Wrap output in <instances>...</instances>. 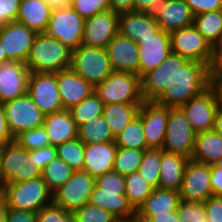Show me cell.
<instances>
[{
    "instance_id": "obj_1",
    "label": "cell",
    "mask_w": 222,
    "mask_h": 222,
    "mask_svg": "<svg viewBox=\"0 0 222 222\" xmlns=\"http://www.w3.org/2000/svg\"><path fill=\"white\" fill-rule=\"evenodd\" d=\"M144 101L177 108L210 87L208 64L170 55L154 70L140 78Z\"/></svg>"
},
{
    "instance_id": "obj_2",
    "label": "cell",
    "mask_w": 222,
    "mask_h": 222,
    "mask_svg": "<svg viewBox=\"0 0 222 222\" xmlns=\"http://www.w3.org/2000/svg\"><path fill=\"white\" fill-rule=\"evenodd\" d=\"M72 50L47 33H38L30 48L26 65L30 72L57 73L70 68Z\"/></svg>"
},
{
    "instance_id": "obj_3",
    "label": "cell",
    "mask_w": 222,
    "mask_h": 222,
    "mask_svg": "<svg viewBox=\"0 0 222 222\" xmlns=\"http://www.w3.org/2000/svg\"><path fill=\"white\" fill-rule=\"evenodd\" d=\"M1 194L8 209L39 212L53 203V193L48 189L42 176L23 182L3 185Z\"/></svg>"
},
{
    "instance_id": "obj_4",
    "label": "cell",
    "mask_w": 222,
    "mask_h": 222,
    "mask_svg": "<svg viewBox=\"0 0 222 222\" xmlns=\"http://www.w3.org/2000/svg\"><path fill=\"white\" fill-rule=\"evenodd\" d=\"M94 93L106 104H142L140 77L129 72L113 71L94 87Z\"/></svg>"
},
{
    "instance_id": "obj_5",
    "label": "cell",
    "mask_w": 222,
    "mask_h": 222,
    "mask_svg": "<svg viewBox=\"0 0 222 222\" xmlns=\"http://www.w3.org/2000/svg\"><path fill=\"white\" fill-rule=\"evenodd\" d=\"M1 173L3 185L42 176V170L35 161V149L25 150L15 141L4 144L1 155Z\"/></svg>"
},
{
    "instance_id": "obj_6",
    "label": "cell",
    "mask_w": 222,
    "mask_h": 222,
    "mask_svg": "<svg viewBox=\"0 0 222 222\" xmlns=\"http://www.w3.org/2000/svg\"><path fill=\"white\" fill-rule=\"evenodd\" d=\"M70 68L94 87L113 72L105 48L84 44L72 51Z\"/></svg>"
},
{
    "instance_id": "obj_7",
    "label": "cell",
    "mask_w": 222,
    "mask_h": 222,
    "mask_svg": "<svg viewBox=\"0 0 222 222\" xmlns=\"http://www.w3.org/2000/svg\"><path fill=\"white\" fill-rule=\"evenodd\" d=\"M196 132L180 107L170 108L162 150L191 158Z\"/></svg>"
},
{
    "instance_id": "obj_8",
    "label": "cell",
    "mask_w": 222,
    "mask_h": 222,
    "mask_svg": "<svg viewBox=\"0 0 222 222\" xmlns=\"http://www.w3.org/2000/svg\"><path fill=\"white\" fill-rule=\"evenodd\" d=\"M84 23L85 19L72 7L55 9L51 12L46 33L74 51L82 44Z\"/></svg>"
},
{
    "instance_id": "obj_9",
    "label": "cell",
    "mask_w": 222,
    "mask_h": 222,
    "mask_svg": "<svg viewBox=\"0 0 222 222\" xmlns=\"http://www.w3.org/2000/svg\"><path fill=\"white\" fill-rule=\"evenodd\" d=\"M94 187L95 178L84 170L74 171L72 176L53 193V203L74 213L89 202Z\"/></svg>"
},
{
    "instance_id": "obj_10",
    "label": "cell",
    "mask_w": 222,
    "mask_h": 222,
    "mask_svg": "<svg viewBox=\"0 0 222 222\" xmlns=\"http://www.w3.org/2000/svg\"><path fill=\"white\" fill-rule=\"evenodd\" d=\"M9 130L15 138L20 132L41 127L45 114L26 93L3 103Z\"/></svg>"
},
{
    "instance_id": "obj_11",
    "label": "cell",
    "mask_w": 222,
    "mask_h": 222,
    "mask_svg": "<svg viewBox=\"0 0 222 222\" xmlns=\"http://www.w3.org/2000/svg\"><path fill=\"white\" fill-rule=\"evenodd\" d=\"M27 94L45 115L64 110L57 85V73L31 72Z\"/></svg>"
},
{
    "instance_id": "obj_12",
    "label": "cell",
    "mask_w": 222,
    "mask_h": 222,
    "mask_svg": "<svg viewBox=\"0 0 222 222\" xmlns=\"http://www.w3.org/2000/svg\"><path fill=\"white\" fill-rule=\"evenodd\" d=\"M170 44L174 54L204 64L210 62L212 46L193 25L171 32Z\"/></svg>"
},
{
    "instance_id": "obj_13",
    "label": "cell",
    "mask_w": 222,
    "mask_h": 222,
    "mask_svg": "<svg viewBox=\"0 0 222 222\" xmlns=\"http://www.w3.org/2000/svg\"><path fill=\"white\" fill-rule=\"evenodd\" d=\"M211 165L190 158L179 191L181 200L187 202H205L213 196L211 187Z\"/></svg>"
},
{
    "instance_id": "obj_14",
    "label": "cell",
    "mask_w": 222,
    "mask_h": 222,
    "mask_svg": "<svg viewBox=\"0 0 222 222\" xmlns=\"http://www.w3.org/2000/svg\"><path fill=\"white\" fill-rule=\"evenodd\" d=\"M180 108L196 133L213 130L218 104L215 91L211 86L201 94L192 97Z\"/></svg>"
},
{
    "instance_id": "obj_15",
    "label": "cell",
    "mask_w": 222,
    "mask_h": 222,
    "mask_svg": "<svg viewBox=\"0 0 222 222\" xmlns=\"http://www.w3.org/2000/svg\"><path fill=\"white\" fill-rule=\"evenodd\" d=\"M36 36V32L17 21L3 25L0 33V44L6 58L9 61L26 63Z\"/></svg>"
},
{
    "instance_id": "obj_16",
    "label": "cell",
    "mask_w": 222,
    "mask_h": 222,
    "mask_svg": "<svg viewBox=\"0 0 222 222\" xmlns=\"http://www.w3.org/2000/svg\"><path fill=\"white\" fill-rule=\"evenodd\" d=\"M169 107L155 101H143L138 116L149 149H162L168 123Z\"/></svg>"
},
{
    "instance_id": "obj_17",
    "label": "cell",
    "mask_w": 222,
    "mask_h": 222,
    "mask_svg": "<svg viewBox=\"0 0 222 222\" xmlns=\"http://www.w3.org/2000/svg\"><path fill=\"white\" fill-rule=\"evenodd\" d=\"M119 33V14L107 10L85 19L82 44L106 48Z\"/></svg>"
},
{
    "instance_id": "obj_18",
    "label": "cell",
    "mask_w": 222,
    "mask_h": 222,
    "mask_svg": "<svg viewBox=\"0 0 222 222\" xmlns=\"http://www.w3.org/2000/svg\"><path fill=\"white\" fill-rule=\"evenodd\" d=\"M139 77L160 66L171 53L170 33L159 30L152 37L139 39Z\"/></svg>"
},
{
    "instance_id": "obj_19",
    "label": "cell",
    "mask_w": 222,
    "mask_h": 222,
    "mask_svg": "<svg viewBox=\"0 0 222 222\" xmlns=\"http://www.w3.org/2000/svg\"><path fill=\"white\" fill-rule=\"evenodd\" d=\"M30 73L27 65L22 62L7 61L0 64V102L25 95Z\"/></svg>"
},
{
    "instance_id": "obj_20",
    "label": "cell",
    "mask_w": 222,
    "mask_h": 222,
    "mask_svg": "<svg viewBox=\"0 0 222 222\" xmlns=\"http://www.w3.org/2000/svg\"><path fill=\"white\" fill-rule=\"evenodd\" d=\"M105 49L113 71L139 76V47L136 42L118 33Z\"/></svg>"
},
{
    "instance_id": "obj_21",
    "label": "cell",
    "mask_w": 222,
    "mask_h": 222,
    "mask_svg": "<svg viewBox=\"0 0 222 222\" xmlns=\"http://www.w3.org/2000/svg\"><path fill=\"white\" fill-rule=\"evenodd\" d=\"M159 29L171 33L193 25L194 15L184 0H163L154 12Z\"/></svg>"
},
{
    "instance_id": "obj_22",
    "label": "cell",
    "mask_w": 222,
    "mask_h": 222,
    "mask_svg": "<svg viewBox=\"0 0 222 222\" xmlns=\"http://www.w3.org/2000/svg\"><path fill=\"white\" fill-rule=\"evenodd\" d=\"M57 85L66 110L76 106L94 92V86L71 68L57 72Z\"/></svg>"
},
{
    "instance_id": "obj_23",
    "label": "cell",
    "mask_w": 222,
    "mask_h": 222,
    "mask_svg": "<svg viewBox=\"0 0 222 222\" xmlns=\"http://www.w3.org/2000/svg\"><path fill=\"white\" fill-rule=\"evenodd\" d=\"M117 147L114 141L84 144L83 170L93 178L112 171Z\"/></svg>"
},
{
    "instance_id": "obj_24",
    "label": "cell",
    "mask_w": 222,
    "mask_h": 222,
    "mask_svg": "<svg viewBox=\"0 0 222 222\" xmlns=\"http://www.w3.org/2000/svg\"><path fill=\"white\" fill-rule=\"evenodd\" d=\"M159 30L154 13L130 11L119 14V33L136 43Z\"/></svg>"
},
{
    "instance_id": "obj_25",
    "label": "cell",
    "mask_w": 222,
    "mask_h": 222,
    "mask_svg": "<svg viewBox=\"0 0 222 222\" xmlns=\"http://www.w3.org/2000/svg\"><path fill=\"white\" fill-rule=\"evenodd\" d=\"M46 131L51 146L78 138V127L72 119L69 110H61L46 114L42 125Z\"/></svg>"
},
{
    "instance_id": "obj_26",
    "label": "cell",
    "mask_w": 222,
    "mask_h": 222,
    "mask_svg": "<svg viewBox=\"0 0 222 222\" xmlns=\"http://www.w3.org/2000/svg\"><path fill=\"white\" fill-rule=\"evenodd\" d=\"M190 158L187 156L168 153L161 149L160 189L180 191L184 172Z\"/></svg>"
},
{
    "instance_id": "obj_27",
    "label": "cell",
    "mask_w": 222,
    "mask_h": 222,
    "mask_svg": "<svg viewBox=\"0 0 222 222\" xmlns=\"http://www.w3.org/2000/svg\"><path fill=\"white\" fill-rule=\"evenodd\" d=\"M52 8L45 0H20L16 21L38 33H46Z\"/></svg>"
},
{
    "instance_id": "obj_28",
    "label": "cell",
    "mask_w": 222,
    "mask_h": 222,
    "mask_svg": "<svg viewBox=\"0 0 222 222\" xmlns=\"http://www.w3.org/2000/svg\"><path fill=\"white\" fill-rule=\"evenodd\" d=\"M111 213L120 222H127L136 210L129 203L126 195L119 193L103 192L96 186L90 195L89 202Z\"/></svg>"
},
{
    "instance_id": "obj_29",
    "label": "cell",
    "mask_w": 222,
    "mask_h": 222,
    "mask_svg": "<svg viewBox=\"0 0 222 222\" xmlns=\"http://www.w3.org/2000/svg\"><path fill=\"white\" fill-rule=\"evenodd\" d=\"M180 201L179 192L155 188L137 212L150 219L154 215L177 211Z\"/></svg>"
},
{
    "instance_id": "obj_30",
    "label": "cell",
    "mask_w": 222,
    "mask_h": 222,
    "mask_svg": "<svg viewBox=\"0 0 222 222\" xmlns=\"http://www.w3.org/2000/svg\"><path fill=\"white\" fill-rule=\"evenodd\" d=\"M222 157V135L214 130L196 134L191 159L207 165L216 164Z\"/></svg>"
},
{
    "instance_id": "obj_31",
    "label": "cell",
    "mask_w": 222,
    "mask_h": 222,
    "mask_svg": "<svg viewBox=\"0 0 222 222\" xmlns=\"http://www.w3.org/2000/svg\"><path fill=\"white\" fill-rule=\"evenodd\" d=\"M142 104H106L103 108V117L109 125L115 138L127 125L138 116Z\"/></svg>"
},
{
    "instance_id": "obj_32",
    "label": "cell",
    "mask_w": 222,
    "mask_h": 222,
    "mask_svg": "<svg viewBox=\"0 0 222 222\" xmlns=\"http://www.w3.org/2000/svg\"><path fill=\"white\" fill-rule=\"evenodd\" d=\"M193 26L211 46L219 43L222 41V10L195 15Z\"/></svg>"
},
{
    "instance_id": "obj_33",
    "label": "cell",
    "mask_w": 222,
    "mask_h": 222,
    "mask_svg": "<svg viewBox=\"0 0 222 222\" xmlns=\"http://www.w3.org/2000/svg\"><path fill=\"white\" fill-rule=\"evenodd\" d=\"M78 139L84 144L105 143L115 140L103 115L79 126Z\"/></svg>"
},
{
    "instance_id": "obj_34",
    "label": "cell",
    "mask_w": 222,
    "mask_h": 222,
    "mask_svg": "<svg viewBox=\"0 0 222 222\" xmlns=\"http://www.w3.org/2000/svg\"><path fill=\"white\" fill-rule=\"evenodd\" d=\"M114 142L118 147L122 148L148 150L141 118L139 116L135 117L127 127L115 137Z\"/></svg>"
},
{
    "instance_id": "obj_35",
    "label": "cell",
    "mask_w": 222,
    "mask_h": 222,
    "mask_svg": "<svg viewBox=\"0 0 222 222\" xmlns=\"http://www.w3.org/2000/svg\"><path fill=\"white\" fill-rule=\"evenodd\" d=\"M125 195L129 203L137 211L152 193L154 188L145 181L138 172L125 175Z\"/></svg>"
},
{
    "instance_id": "obj_36",
    "label": "cell",
    "mask_w": 222,
    "mask_h": 222,
    "mask_svg": "<svg viewBox=\"0 0 222 222\" xmlns=\"http://www.w3.org/2000/svg\"><path fill=\"white\" fill-rule=\"evenodd\" d=\"M103 108L104 103L93 92L89 97L69 109V111L76 126L79 127L93 118L103 115Z\"/></svg>"
},
{
    "instance_id": "obj_37",
    "label": "cell",
    "mask_w": 222,
    "mask_h": 222,
    "mask_svg": "<svg viewBox=\"0 0 222 222\" xmlns=\"http://www.w3.org/2000/svg\"><path fill=\"white\" fill-rule=\"evenodd\" d=\"M74 170L62 159H53L42 170V179L46 182L48 189L54 193L73 174Z\"/></svg>"
},
{
    "instance_id": "obj_38",
    "label": "cell",
    "mask_w": 222,
    "mask_h": 222,
    "mask_svg": "<svg viewBox=\"0 0 222 222\" xmlns=\"http://www.w3.org/2000/svg\"><path fill=\"white\" fill-rule=\"evenodd\" d=\"M161 149H148L144 151L138 173L154 189L159 187Z\"/></svg>"
},
{
    "instance_id": "obj_39",
    "label": "cell",
    "mask_w": 222,
    "mask_h": 222,
    "mask_svg": "<svg viewBox=\"0 0 222 222\" xmlns=\"http://www.w3.org/2000/svg\"><path fill=\"white\" fill-rule=\"evenodd\" d=\"M145 150L117 147L113 171L120 175L137 172Z\"/></svg>"
},
{
    "instance_id": "obj_40",
    "label": "cell",
    "mask_w": 222,
    "mask_h": 222,
    "mask_svg": "<svg viewBox=\"0 0 222 222\" xmlns=\"http://www.w3.org/2000/svg\"><path fill=\"white\" fill-rule=\"evenodd\" d=\"M57 157L65 161L74 171L83 170L84 143L78 138L56 146Z\"/></svg>"
},
{
    "instance_id": "obj_41",
    "label": "cell",
    "mask_w": 222,
    "mask_h": 222,
    "mask_svg": "<svg viewBox=\"0 0 222 222\" xmlns=\"http://www.w3.org/2000/svg\"><path fill=\"white\" fill-rule=\"evenodd\" d=\"M14 141L25 150H34L50 146L48 136L43 126L20 132Z\"/></svg>"
},
{
    "instance_id": "obj_42",
    "label": "cell",
    "mask_w": 222,
    "mask_h": 222,
    "mask_svg": "<svg viewBox=\"0 0 222 222\" xmlns=\"http://www.w3.org/2000/svg\"><path fill=\"white\" fill-rule=\"evenodd\" d=\"M74 217L75 222H120L111 213L90 203L76 210Z\"/></svg>"
},
{
    "instance_id": "obj_43",
    "label": "cell",
    "mask_w": 222,
    "mask_h": 222,
    "mask_svg": "<svg viewBox=\"0 0 222 222\" xmlns=\"http://www.w3.org/2000/svg\"><path fill=\"white\" fill-rule=\"evenodd\" d=\"M180 222H209L206 218L204 202L180 201L177 209Z\"/></svg>"
},
{
    "instance_id": "obj_44",
    "label": "cell",
    "mask_w": 222,
    "mask_h": 222,
    "mask_svg": "<svg viewBox=\"0 0 222 222\" xmlns=\"http://www.w3.org/2000/svg\"><path fill=\"white\" fill-rule=\"evenodd\" d=\"M95 186L103 192L125 195V177L113 170L95 178Z\"/></svg>"
},
{
    "instance_id": "obj_45",
    "label": "cell",
    "mask_w": 222,
    "mask_h": 222,
    "mask_svg": "<svg viewBox=\"0 0 222 222\" xmlns=\"http://www.w3.org/2000/svg\"><path fill=\"white\" fill-rule=\"evenodd\" d=\"M71 7L84 19L110 10L109 0H72Z\"/></svg>"
},
{
    "instance_id": "obj_46",
    "label": "cell",
    "mask_w": 222,
    "mask_h": 222,
    "mask_svg": "<svg viewBox=\"0 0 222 222\" xmlns=\"http://www.w3.org/2000/svg\"><path fill=\"white\" fill-rule=\"evenodd\" d=\"M36 222H75V217L73 212L51 203L37 212Z\"/></svg>"
},
{
    "instance_id": "obj_47",
    "label": "cell",
    "mask_w": 222,
    "mask_h": 222,
    "mask_svg": "<svg viewBox=\"0 0 222 222\" xmlns=\"http://www.w3.org/2000/svg\"><path fill=\"white\" fill-rule=\"evenodd\" d=\"M209 81L222 78V41L212 46L211 59L208 64Z\"/></svg>"
},
{
    "instance_id": "obj_48",
    "label": "cell",
    "mask_w": 222,
    "mask_h": 222,
    "mask_svg": "<svg viewBox=\"0 0 222 222\" xmlns=\"http://www.w3.org/2000/svg\"><path fill=\"white\" fill-rule=\"evenodd\" d=\"M193 15L222 10V0H184Z\"/></svg>"
},
{
    "instance_id": "obj_49",
    "label": "cell",
    "mask_w": 222,
    "mask_h": 222,
    "mask_svg": "<svg viewBox=\"0 0 222 222\" xmlns=\"http://www.w3.org/2000/svg\"><path fill=\"white\" fill-rule=\"evenodd\" d=\"M19 6L20 0H0V22L6 25L16 21Z\"/></svg>"
},
{
    "instance_id": "obj_50",
    "label": "cell",
    "mask_w": 222,
    "mask_h": 222,
    "mask_svg": "<svg viewBox=\"0 0 222 222\" xmlns=\"http://www.w3.org/2000/svg\"><path fill=\"white\" fill-rule=\"evenodd\" d=\"M204 208L209 222H222V196H210L204 202Z\"/></svg>"
},
{
    "instance_id": "obj_51",
    "label": "cell",
    "mask_w": 222,
    "mask_h": 222,
    "mask_svg": "<svg viewBox=\"0 0 222 222\" xmlns=\"http://www.w3.org/2000/svg\"><path fill=\"white\" fill-rule=\"evenodd\" d=\"M57 158V151L55 146H47L35 149V161L39 168L43 170L48 163Z\"/></svg>"
},
{
    "instance_id": "obj_52",
    "label": "cell",
    "mask_w": 222,
    "mask_h": 222,
    "mask_svg": "<svg viewBox=\"0 0 222 222\" xmlns=\"http://www.w3.org/2000/svg\"><path fill=\"white\" fill-rule=\"evenodd\" d=\"M37 212L8 209L6 222H36Z\"/></svg>"
},
{
    "instance_id": "obj_53",
    "label": "cell",
    "mask_w": 222,
    "mask_h": 222,
    "mask_svg": "<svg viewBox=\"0 0 222 222\" xmlns=\"http://www.w3.org/2000/svg\"><path fill=\"white\" fill-rule=\"evenodd\" d=\"M211 187L214 196H222V167L211 165Z\"/></svg>"
},
{
    "instance_id": "obj_54",
    "label": "cell",
    "mask_w": 222,
    "mask_h": 222,
    "mask_svg": "<svg viewBox=\"0 0 222 222\" xmlns=\"http://www.w3.org/2000/svg\"><path fill=\"white\" fill-rule=\"evenodd\" d=\"M0 142L3 144L14 142L5 117L3 102H0Z\"/></svg>"
},
{
    "instance_id": "obj_55",
    "label": "cell",
    "mask_w": 222,
    "mask_h": 222,
    "mask_svg": "<svg viewBox=\"0 0 222 222\" xmlns=\"http://www.w3.org/2000/svg\"><path fill=\"white\" fill-rule=\"evenodd\" d=\"M110 10L122 14L134 11V0H109Z\"/></svg>"
},
{
    "instance_id": "obj_56",
    "label": "cell",
    "mask_w": 222,
    "mask_h": 222,
    "mask_svg": "<svg viewBox=\"0 0 222 222\" xmlns=\"http://www.w3.org/2000/svg\"><path fill=\"white\" fill-rule=\"evenodd\" d=\"M163 0H134V11L154 13Z\"/></svg>"
},
{
    "instance_id": "obj_57",
    "label": "cell",
    "mask_w": 222,
    "mask_h": 222,
    "mask_svg": "<svg viewBox=\"0 0 222 222\" xmlns=\"http://www.w3.org/2000/svg\"><path fill=\"white\" fill-rule=\"evenodd\" d=\"M153 222H180L177 211L168 212L163 215H154L150 218Z\"/></svg>"
},
{
    "instance_id": "obj_58",
    "label": "cell",
    "mask_w": 222,
    "mask_h": 222,
    "mask_svg": "<svg viewBox=\"0 0 222 222\" xmlns=\"http://www.w3.org/2000/svg\"><path fill=\"white\" fill-rule=\"evenodd\" d=\"M210 86L215 91L218 107H222V78L210 81Z\"/></svg>"
},
{
    "instance_id": "obj_59",
    "label": "cell",
    "mask_w": 222,
    "mask_h": 222,
    "mask_svg": "<svg viewBox=\"0 0 222 222\" xmlns=\"http://www.w3.org/2000/svg\"><path fill=\"white\" fill-rule=\"evenodd\" d=\"M46 2L52 10H55L71 7L72 0H47Z\"/></svg>"
},
{
    "instance_id": "obj_60",
    "label": "cell",
    "mask_w": 222,
    "mask_h": 222,
    "mask_svg": "<svg viewBox=\"0 0 222 222\" xmlns=\"http://www.w3.org/2000/svg\"><path fill=\"white\" fill-rule=\"evenodd\" d=\"M213 130L222 135V107L217 108Z\"/></svg>"
},
{
    "instance_id": "obj_61",
    "label": "cell",
    "mask_w": 222,
    "mask_h": 222,
    "mask_svg": "<svg viewBox=\"0 0 222 222\" xmlns=\"http://www.w3.org/2000/svg\"><path fill=\"white\" fill-rule=\"evenodd\" d=\"M7 211V203L3 195L0 193V222H6Z\"/></svg>"
},
{
    "instance_id": "obj_62",
    "label": "cell",
    "mask_w": 222,
    "mask_h": 222,
    "mask_svg": "<svg viewBox=\"0 0 222 222\" xmlns=\"http://www.w3.org/2000/svg\"><path fill=\"white\" fill-rule=\"evenodd\" d=\"M127 222H153V221L149 218L142 216L136 211Z\"/></svg>"
},
{
    "instance_id": "obj_63",
    "label": "cell",
    "mask_w": 222,
    "mask_h": 222,
    "mask_svg": "<svg viewBox=\"0 0 222 222\" xmlns=\"http://www.w3.org/2000/svg\"><path fill=\"white\" fill-rule=\"evenodd\" d=\"M3 146L4 144L0 142V193L3 189V178H2V173H1V155L3 151Z\"/></svg>"
},
{
    "instance_id": "obj_64",
    "label": "cell",
    "mask_w": 222,
    "mask_h": 222,
    "mask_svg": "<svg viewBox=\"0 0 222 222\" xmlns=\"http://www.w3.org/2000/svg\"><path fill=\"white\" fill-rule=\"evenodd\" d=\"M7 61H9V60L6 58V54H5V52L2 49V46L0 44V64H2L4 62H7Z\"/></svg>"
},
{
    "instance_id": "obj_65",
    "label": "cell",
    "mask_w": 222,
    "mask_h": 222,
    "mask_svg": "<svg viewBox=\"0 0 222 222\" xmlns=\"http://www.w3.org/2000/svg\"><path fill=\"white\" fill-rule=\"evenodd\" d=\"M217 166L222 167V157L220 158V160L216 163Z\"/></svg>"
},
{
    "instance_id": "obj_66",
    "label": "cell",
    "mask_w": 222,
    "mask_h": 222,
    "mask_svg": "<svg viewBox=\"0 0 222 222\" xmlns=\"http://www.w3.org/2000/svg\"><path fill=\"white\" fill-rule=\"evenodd\" d=\"M2 27H3V24L0 22V33H1V30H2Z\"/></svg>"
}]
</instances>
